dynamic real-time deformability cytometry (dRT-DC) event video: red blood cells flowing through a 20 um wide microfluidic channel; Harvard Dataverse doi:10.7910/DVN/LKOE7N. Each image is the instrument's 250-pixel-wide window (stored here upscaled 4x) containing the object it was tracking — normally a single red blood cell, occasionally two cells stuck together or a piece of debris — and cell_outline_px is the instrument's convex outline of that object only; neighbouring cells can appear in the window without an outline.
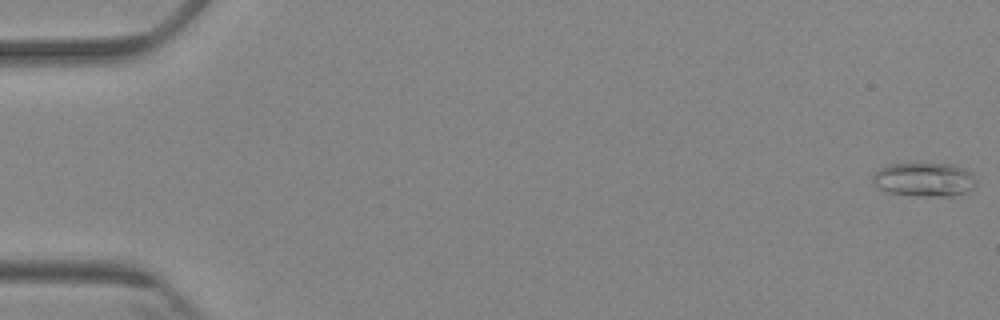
{"species": "Egyptian fruit bat (a non-hibernating species)", "species_latin": "Rousettus aegyptiacus", "temperature_condition": "cold", "stored_images_in_passage": 5, "camera_frame_rate_fps": 3000, "um_per_image_px": 0.085, "animal": {"sex": "female"}, "frame": {"image": 1, "passage_image": 1, "time_ms": 0.0, "image_size_px": [1000, 320], "cell_outline_px": [[976, 184], [968, 192], [952, 196], [916, 196], [888, 192], [880, 188], [872, 180], [872, 172], [888, 164], [956, 164], [972, 172], [976, 180]], "centroid_in_image_um": [78.59, 15.26], "position_along_channel_um": 6.4, "area_um2": 20.63}}